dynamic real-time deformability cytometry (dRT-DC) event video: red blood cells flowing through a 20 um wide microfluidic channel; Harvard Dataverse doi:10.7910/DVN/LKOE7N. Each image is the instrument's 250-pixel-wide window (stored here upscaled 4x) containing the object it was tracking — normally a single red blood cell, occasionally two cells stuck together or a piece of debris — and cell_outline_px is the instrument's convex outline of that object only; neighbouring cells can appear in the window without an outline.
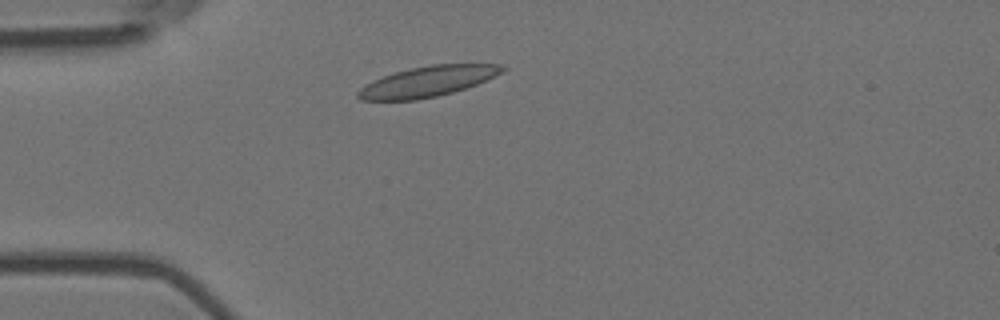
{"species": "Egyptian fruit bat (a non-hibernating species)", "species_latin": "Rousettus aegyptiacus", "temperature_condition": "room temperature", "stored_images_in_passage": 3, "camera_frame_rate_fps": 3000, "um_per_image_px": 0.085, "animal": {"sex": "female"}, "frame": {"image": 1, "passage_image": 2, "time_ms": 0.333, "image_size_px": [1000, 320], "cell_outline_px": [[508, 68], [504, 72], [476, 84], [452, 92], [436, 96], [416, 100], [360, 100], [356, 96], [356, 92], [364, 84], [372, 80], [396, 72], [412, 68], [432, 64], [500, 64]], "centroid_in_image_um": [36.33, 6.92], "position_along_channel_um": 48.7, "area_um2": 25.49}}